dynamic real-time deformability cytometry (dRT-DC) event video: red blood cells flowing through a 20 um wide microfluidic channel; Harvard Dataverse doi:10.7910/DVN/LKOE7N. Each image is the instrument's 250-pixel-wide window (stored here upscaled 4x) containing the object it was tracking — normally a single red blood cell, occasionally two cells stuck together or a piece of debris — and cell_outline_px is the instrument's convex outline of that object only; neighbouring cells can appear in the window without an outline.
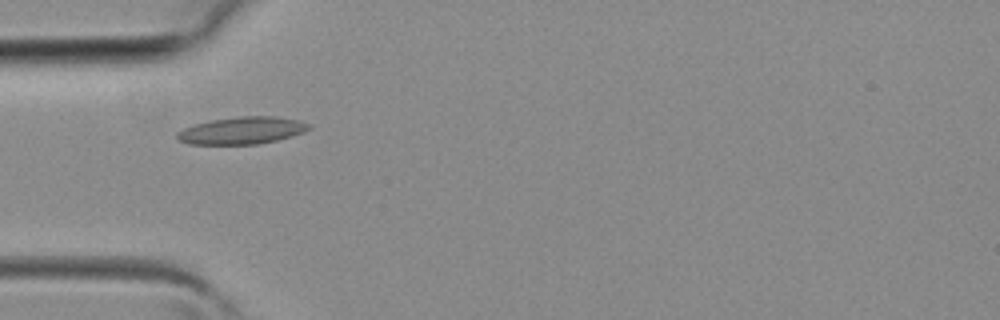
{"species": "common noctule bat (a hibernating species)", "species_latin": "Nyctalus noctula", "temperature_condition": "room temperature", "stored_images_in_passage": 28, "camera_frame_rate_fps": 3000, "um_per_image_px": 0.085, "animal": {"sex": "female", "body_mass_g": 19.3, "forearm_length_mm": 54.1}, "frame": {"image": 1, "passage_image": 1, "time_ms": 0.0, "image_size_px": [1000, 320], "cell_outline_px": [[312, 128], [304, 132], [292, 136], [276, 140], [256, 144], [188, 144], [180, 140], [176, 136], [176, 132], [184, 128], [196, 124], [212, 120], [240, 116], [276, 116], [296, 120], [312, 124]], "centroid_in_image_um": [20.6, 11.09], "position_along_channel_um": 64.4, "area_um2": 20.81}}
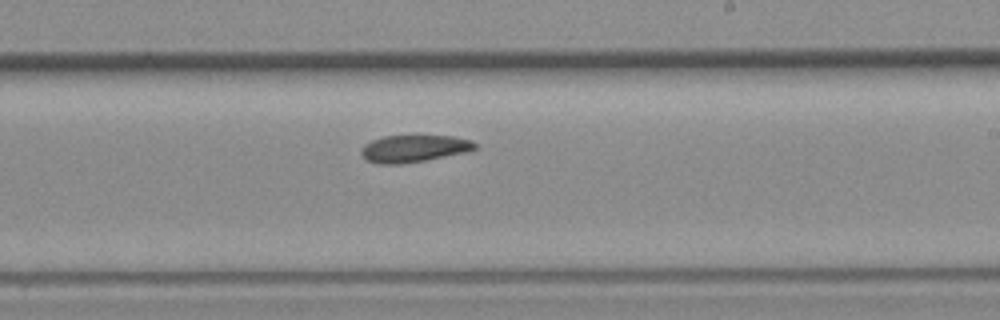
{"frame": {"image": 2, "passage_image": 12, "time_ms": 3.667, "image_size_px": [1000, 320], "cell_outline_px": [[476, 148], [464, 152], [424, 160], [400, 164], [380, 164], [368, 160], [360, 152], [364, 144], [372, 140], [384, 136], [452, 136], [472, 140], [476, 144]], "centroid_in_image_um": [35.16, 12.62], "position_along_channel_um": 253.8, "area_um2": 17.63}}
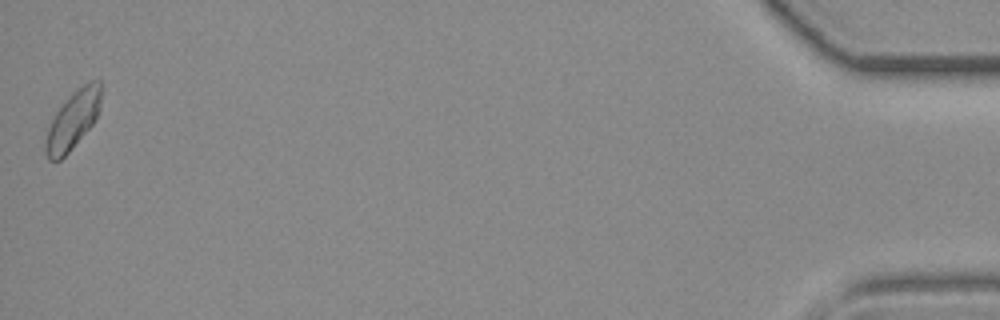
{"frame": {"image": 3, "passage_image": 28, "time_ms": 9.0, "image_size_px": [1000, 320], "cell_outline_px": [[100, 108], [92, 124], [68, 152], [60, 160], [48, 160], [44, 148], [44, 140], [48, 128], [56, 112], [88, 80], [100, 80]], "centroid_in_image_um": [6.17, 10.24], "position_along_channel_um": 429.0, "area_um2": 18.03}}